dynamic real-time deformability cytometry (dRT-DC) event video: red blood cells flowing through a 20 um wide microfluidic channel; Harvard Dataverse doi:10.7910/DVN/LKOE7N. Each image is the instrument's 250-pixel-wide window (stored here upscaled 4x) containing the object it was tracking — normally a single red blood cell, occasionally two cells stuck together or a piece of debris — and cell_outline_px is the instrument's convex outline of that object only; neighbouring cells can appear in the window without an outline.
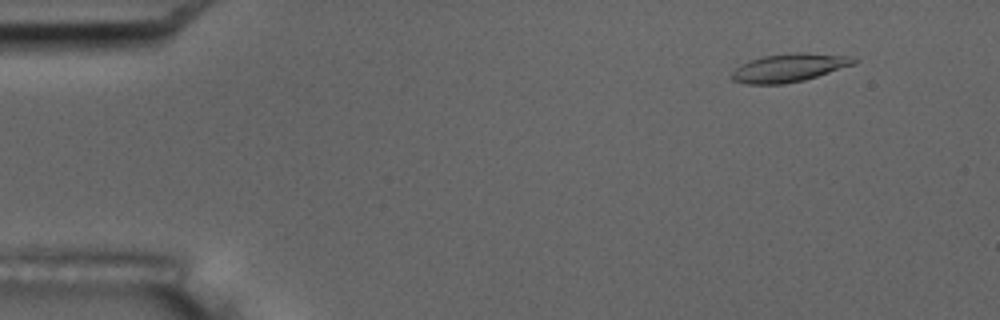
{"species": "common noctule bat (a hibernating species)", "species_latin": "Nyctalus noctula", "temperature_condition": "room temperature", "stored_images_in_passage": 4, "camera_frame_rate_fps": 3000, "um_per_image_px": 0.085, "animal": {"sex": "male", "body_mass_g": 17.5, "forearm_length_mm": 52.3}, "frame": {"image": 1, "passage_image": 1, "time_ms": 0.0, "image_size_px": [1000, 320], "cell_outline_px": [[860, 60], [856, 64], [804, 80], [784, 84], [744, 84], [732, 80], [728, 76], [740, 64], [764, 56], [788, 52], [804, 52], [848, 56]], "centroid_in_image_um": [67.06, 5.76], "position_along_channel_um": 17.9, "area_um2": 20.29}}